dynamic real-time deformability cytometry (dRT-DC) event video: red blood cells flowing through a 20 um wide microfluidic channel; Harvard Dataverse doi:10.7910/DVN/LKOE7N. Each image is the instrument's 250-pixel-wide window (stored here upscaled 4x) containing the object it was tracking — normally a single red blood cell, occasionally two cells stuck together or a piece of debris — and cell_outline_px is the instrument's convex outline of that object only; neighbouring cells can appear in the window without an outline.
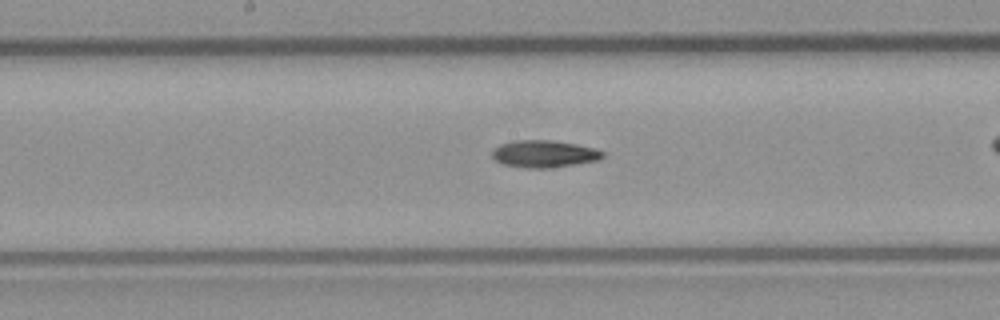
{"species": "common noctule bat (a hibernating species)", "species_latin": "Nyctalus noctula", "temperature_condition": "room temperature", "stored_images_in_passage": 34, "camera_frame_rate_fps": 3000, "um_per_image_px": 0.085, "animal": {"sex": "male", "body_mass_g": 23.1, "forearm_length_mm": 52.7}, "frame": {"image": 1, "passage_image": 20, "time_ms": 6.333, "image_size_px": [1000, 320], "cell_outline_px": [[604, 156], [596, 160], [548, 168], [524, 168], [504, 164], [496, 160], [492, 156], [492, 148], [500, 144], [512, 140], [552, 140], [576, 144], [596, 148], [604, 152]], "centroid_in_image_um": [46.21, 13.06], "position_along_channel_um": 202.0, "area_um2": 17.46}}
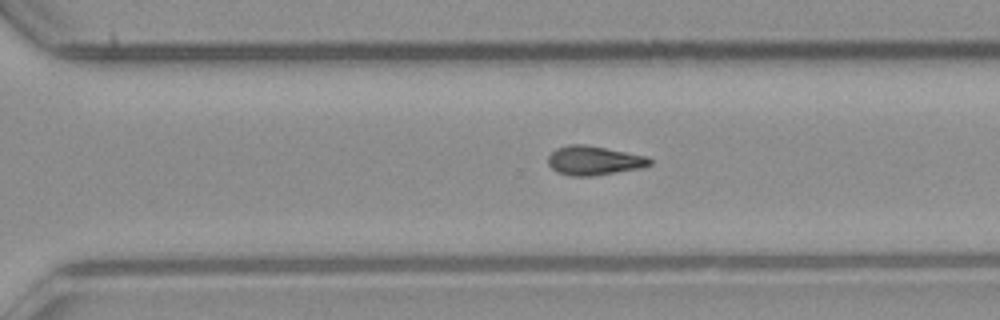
{"frame": {"image": 2, "passage_image": 29, "time_ms": 9.333, "image_size_px": [1000, 320], "cell_outline_px": [[652, 164], [640, 168], [592, 176], [572, 176], [556, 172], [548, 164], [548, 156], [556, 148], [568, 144], [584, 144], [648, 156], [652, 160]], "centroid_in_image_um": [50.47, 13.64], "position_along_channel_um": 320.1, "area_um2": 17.28}}